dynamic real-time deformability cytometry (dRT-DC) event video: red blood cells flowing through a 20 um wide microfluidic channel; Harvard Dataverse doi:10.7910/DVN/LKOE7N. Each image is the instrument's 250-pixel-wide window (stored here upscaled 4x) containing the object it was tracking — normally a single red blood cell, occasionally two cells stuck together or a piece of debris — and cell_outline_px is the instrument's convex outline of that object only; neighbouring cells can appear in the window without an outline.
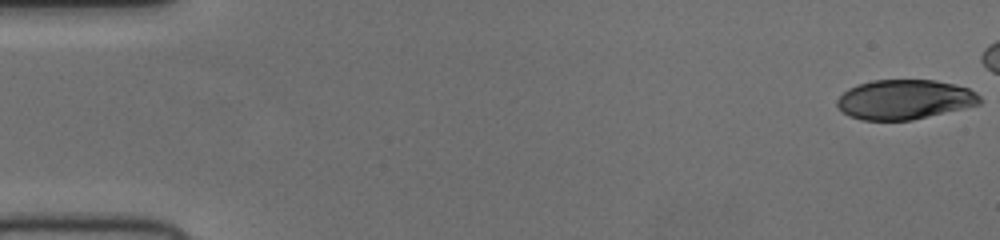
{"species": "human", "species_latin": "Homo sapiens", "temperature_condition": "cold", "stored_images_in_passage": 48, "camera_frame_rate_fps": 3000, "um_per_image_px": 0.085, "donor": {"sex": "female"}, "frame": {"image": 1, "passage_image": 1, "time_ms": 0.0, "image_size_px": [1000, 240], "cell_outline_px": [[980, 104], [912, 120], [860, 120], [848, 116], [836, 104], [836, 100], [848, 88], [856, 84], [872, 80], [936, 80], [968, 88], [976, 92], [980, 96]], "centroid_in_image_um": [76.86, 8.45], "position_along_channel_um": 8.1, "area_um2": 32.95}}
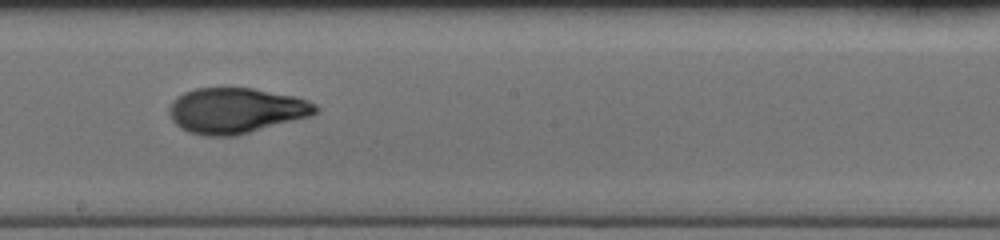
{"frame": {"image": 2, "passage_image": 30, "time_ms": 9.667, "image_size_px": [1000, 240], "cell_outline_px": [[320, 108], [312, 116], [236, 136], [204, 136], [188, 132], [180, 128], [172, 120], [168, 112], [168, 108], [176, 96], [184, 92], [196, 88], [252, 88], [296, 96], [308, 100], [316, 104]], "centroid_in_image_um": [20.06, 9.4], "position_along_channel_um": 228.1, "area_um2": 39.19}}
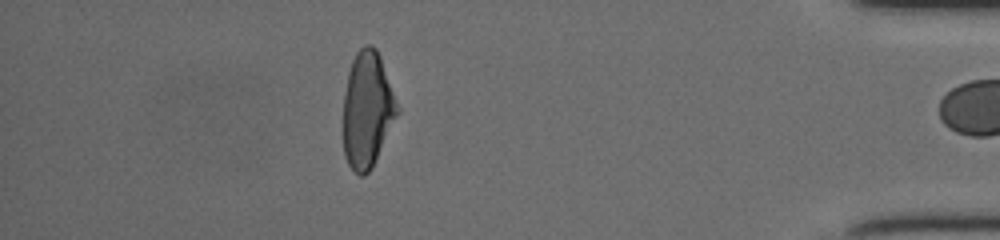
{"frame": {"image": 3, "passage_image": 47, "time_ms": 15.333, "image_size_px": [1000, 240], "cell_outline_px": [[400, 112], [372, 168], [364, 176], [360, 176], [348, 164], [344, 156], [344, 96], [348, 72], [352, 60], [356, 52], [364, 44], [372, 44], [376, 48], [380, 56], [400, 108]], "centroid_in_image_um": [31.24, 9.32], "position_along_channel_um": 404.0, "area_um2": 36.76}}